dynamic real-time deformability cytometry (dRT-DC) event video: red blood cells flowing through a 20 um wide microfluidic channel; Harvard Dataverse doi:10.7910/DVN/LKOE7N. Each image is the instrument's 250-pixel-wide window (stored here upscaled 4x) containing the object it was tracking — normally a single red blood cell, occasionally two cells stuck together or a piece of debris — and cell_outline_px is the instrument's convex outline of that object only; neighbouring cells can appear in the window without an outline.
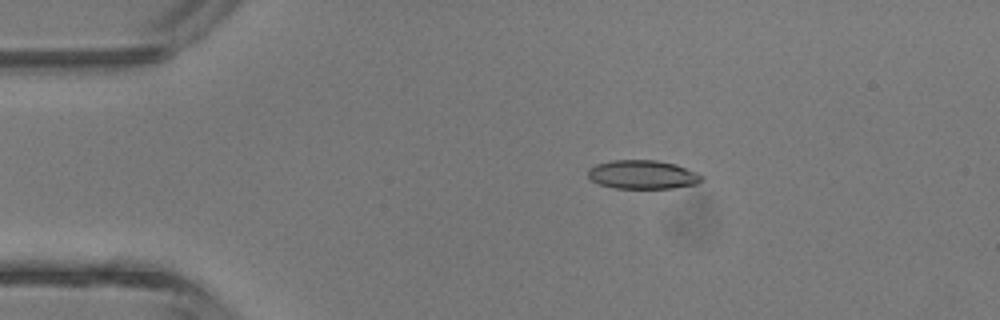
{"species": "common noctule bat (a hibernating species)", "species_latin": "Nyctalus noctula", "temperature_condition": "room temperature", "stored_images_in_passage": 5, "camera_frame_rate_fps": 3000, "um_per_image_px": 0.085, "animal": {"sex": "male", "body_mass_g": 13.3}, "frame": {"image": 1, "passage_image": 3, "time_ms": 2.333, "image_size_px": [1000, 320], "cell_outline_px": [[704, 180], [696, 184], [672, 188], [616, 188], [600, 184], [592, 180], [588, 176], [588, 168], [596, 164], [612, 160], [656, 160], [676, 164], [696, 172], [704, 176]], "centroid_in_image_um": [54.64, 14.83], "position_along_channel_um": 30.4, "area_um2": 19.07}}